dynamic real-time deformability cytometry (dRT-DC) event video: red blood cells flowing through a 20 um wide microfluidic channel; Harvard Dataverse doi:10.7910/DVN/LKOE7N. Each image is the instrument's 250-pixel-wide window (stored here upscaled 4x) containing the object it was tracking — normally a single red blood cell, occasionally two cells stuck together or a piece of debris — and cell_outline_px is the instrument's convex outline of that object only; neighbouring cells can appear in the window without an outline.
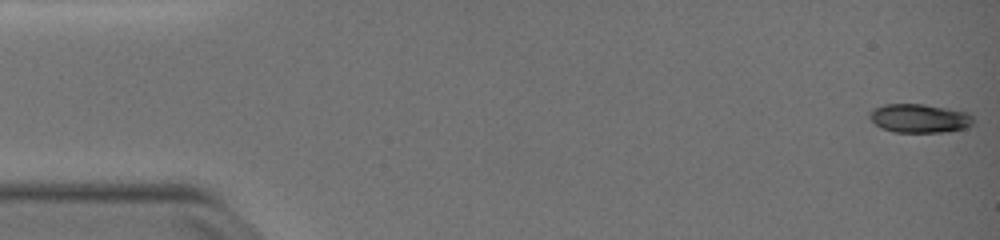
{"species": "common noctule bat (a hibernating species)", "species_latin": "Nyctalus noctula", "temperature_condition": "warm", "stored_images_in_passage": 51, "camera_frame_rate_fps": 3000, "um_per_image_px": 0.085, "animal": {"sex": "female", "body_mass_g": 19.0, "forearm_length_mm": 51.5}, "frame": {"image": 1, "passage_image": 1, "time_ms": 0.0, "image_size_px": [1000, 240], "cell_outline_px": [[972, 124], [964, 128], [948, 132], [892, 132], [880, 128], [868, 116], [868, 112], [872, 108], [884, 104], [924, 104], [968, 112], [972, 116]], "centroid_in_image_um": [78.11, 10.05], "position_along_channel_um": 6.9, "area_um2": 17.51}}
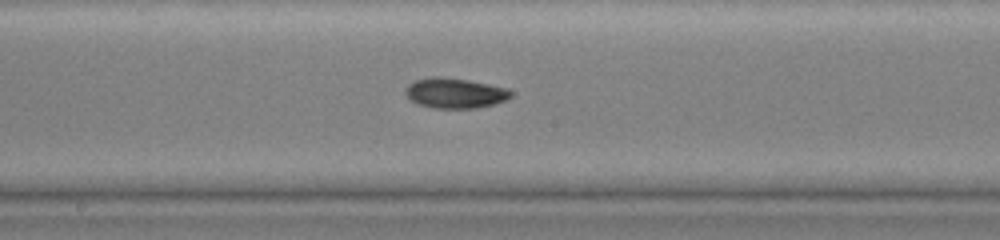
{"frame": {"image": 2, "passage_image": 28, "time_ms": 9.0, "image_size_px": [1000, 240], "cell_outline_px": [[512, 96], [504, 100], [492, 104], [476, 108], [432, 108], [416, 104], [408, 100], [404, 92], [404, 88], [408, 84], [416, 80], [432, 76], [440, 76], [468, 80], [508, 88], [512, 92]], "centroid_in_image_um": [38.6, 7.91], "position_along_channel_um": 209.6, "area_um2": 18.73}}
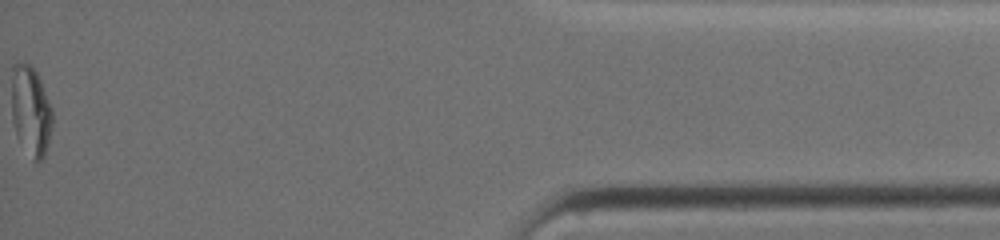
{"frame": {"image": 3, "passage_image": 51, "time_ms": 16.667, "image_size_px": [1000, 240], "cell_outline_px": [[52, 124], [44, 156], [36, 164], [32, 160], [16, 136], [12, 120], [12, 64], [28, 64], [36, 72], [40, 80], [52, 112]], "centroid_in_image_um": [2.59, 9.47], "position_along_channel_um": 432.6, "area_um2": 20.98}, "authors_computed_cell_mechanics": {"area_um2": 17.8024, "velocity_mm_per_s": 3.8756, "shape_relaxation_time_tau1_ms": 8.9733, "shape_relaxation_time_tau2_ms": null, "deformation_change_tau1": 0.2615, "deformation_change_tau2": null}}